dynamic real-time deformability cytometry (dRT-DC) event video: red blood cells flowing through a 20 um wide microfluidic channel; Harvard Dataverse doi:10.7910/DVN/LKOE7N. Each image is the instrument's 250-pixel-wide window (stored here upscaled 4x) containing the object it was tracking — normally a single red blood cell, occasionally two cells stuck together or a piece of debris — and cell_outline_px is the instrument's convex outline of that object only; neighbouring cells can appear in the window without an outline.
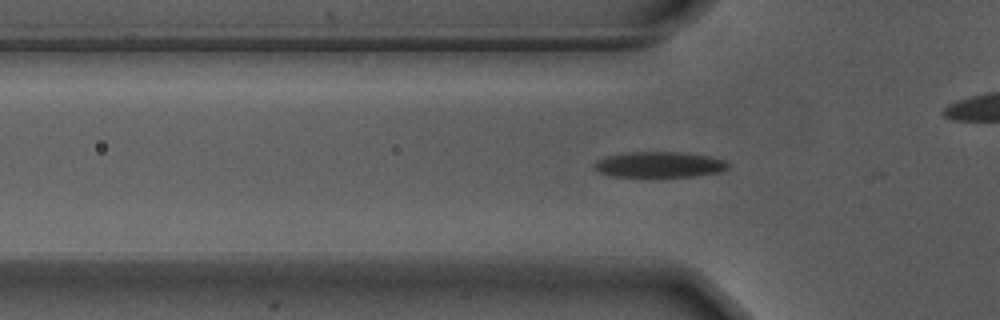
{"species": "Egyptian fruit bat (a non-hibernating species)", "species_latin": "Rousettus aegyptiacus", "temperature_condition": "warm", "stored_images_in_passage": 5, "camera_frame_rate_fps": 3000, "um_per_image_px": 0.085, "animal": {"sex": "male"}, "frame": {"image": 1, "passage_image": 4, "time_ms": 1.0, "image_size_px": [1000, 320], "cell_outline_px": [[732, 164], [724, 172], [696, 176], [612, 176], [600, 172], [592, 164], [596, 160], [608, 156], [632, 152], [680, 152], [712, 156], [724, 160]], "centroid_in_image_um": [56.14, 13.99], "position_along_channel_um": 69.7, "area_um2": 20.06}}